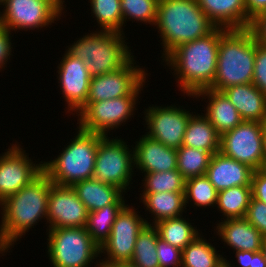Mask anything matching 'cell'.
I'll return each mask as SVG.
<instances>
[{"label":"cell","mask_w":266,"mask_h":267,"mask_svg":"<svg viewBox=\"0 0 266 267\" xmlns=\"http://www.w3.org/2000/svg\"><path fill=\"white\" fill-rule=\"evenodd\" d=\"M53 182L42 171L20 191L0 203V254L9 252L30 228L47 218L48 198ZM38 221V222H37ZM18 239V240H17Z\"/></svg>","instance_id":"1"},{"label":"cell","mask_w":266,"mask_h":267,"mask_svg":"<svg viewBox=\"0 0 266 267\" xmlns=\"http://www.w3.org/2000/svg\"><path fill=\"white\" fill-rule=\"evenodd\" d=\"M219 43L220 27H216L202 38L179 45L163 59L174 70L178 86L187 96L210 89L217 69Z\"/></svg>","instance_id":"2"},{"label":"cell","mask_w":266,"mask_h":267,"mask_svg":"<svg viewBox=\"0 0 266 267\" xmlns=\"http://www.w3.org/2000/svg\"><path fill=\"white\" fill-rule=\"evenodd\" d=\"M154 26L161 34L163 58L179 45L202 38L216 28L197 0H159Z\"/></svg>","instance_id":"3"},{"label":"cell","mask_w":266,"mask_h":267,"mask_svg":"<svg viewBox=\"0 0 266 267\" xmlns=\"http://www.w3.org/2000/svg\"><path fill=\"white\" fill-rule=\"evenodd\" d=\"M256 40L249 28H220L215 78L210 89L223 91L233 85L253 82Z\"/></svg>","instance_id":"4"},{"label":"cell","mask_w":266,"mask_h":267,"mask_svg":"<svg viewBox=\"0 0 266 267\" xmlns=\"http://www.w3.org/2000/svg\"><path fill=\"white\" fill-rule=\"evenodd\" d=\"M78 129L76 137L57 158L42 164L53 184L72 186L93 177L98 143L103 135Z\"/></svg>","instance_id":"5"},{"label":"cell","mask_w":266,"mask_h":267,"mask_svg":"<svg viewBox=\"0 0 266 267\" xmlns=\"http://www.w3.org/2000/svg\"><path fill=\"white\" fill-rule=\"evenodd\" d=\"M123 35L95 31L79 38L67 51L86 63L91 77L100 76L124 67L134 57Z\"/></svg>","instance_id":"6"},{"label":"cell","mask_w":266,"mask_h":267,"mask_svg":"<svg viewBox=\"0 0 266 267\" xmlns=\"http://www.w3.org/2000/svg\"><path fill=\"white\" fill-rule=\"evenodd\" d=\"M48 230L47 253L53 267H89L100 254L85 227Z\"/></svg>","instance_id":"7"},{"label":"cell","mask_w":266,"mask_h":267,"mask_svg":"<svg viewBox=\"0 0 266 267\" xmlns=\"http://www.w3.org/2000/svg\"><path fill=\"white\" fill-rule=\"evenodd\" d=\"M103 136L98 143L94 179L112 184L124 192L128 188L134 170V152L122 139ZM130 149V150H129Z\"/></svg>","instance_id":"8"},{"label":"cell","mask_w":266,"mask_h":267,"mask_svg":"<svg viewBox=\"0 0 266 267\" xmlns=\"http://www.w3.org/2000/svg\"><path fill=\"white\" fill-rule=\"evenodd\" d=\"M142 84L130 96L102 100L98 102H86V105L78 112L77 124L84 131L108 136L109 130L118 128L123 122H126L134 110L136 103L143 88ZM80 116V117H79Z\"/></svg>","instance_id":"9"},{"label":"cell","mask_w":266,"mask_h":267,"mask_svg":"<svg viewBox=\"0 0 266 267\" xmlns=\"http://www.w3.org/2000/svg\"><path fill=\"white\" fill-rule=\"evenodd\" d=\"M127 204L118 214L112 225L111 234L100 247V254H106L105 260L95 264L97 267H111L120 263H130L139 232L150 222L137 214Z\"/></svg>","instance_id":"10"},{"label":"cell","mask_w":266,"mask_h":267,"mask_svg":"<svg viewBox=\"0 0 266 267\" xmlns=\"http://www.w3.org/2000/svg\"><path fill=\"white\" fill-rule=\"evenodd\" d=\"M2 5L0 26L10 31L47 27L59 20L65 9L56 0H6Z\"/></svg>","instance_id":"11"},{"label":"cell","mask_w":266,"mask_h":267,"mask_svg":"<svg viewBox=\"0 0 266 267\" xmlns=\"http://www.w3.org/2000/svg\"><path fill=\"white\" fill-rule=\"evenodd\" d=\"M265 123L242 121L221 135L220 152L226 157L247 164L253 170L263 169L262 130Z\"/></svg>","instance_id":"12"},{"label":"cell","mask_w":266,"mask_h":267,"mask_svg":"<svg viewBox=\"0 0 266 267\" xmlns=\"http://www.w3.org/2000/svg\"><path fill=\"white\" fill-rule=\"evenodd\" d=\"M144 113L149 129L145 135L170 148L178 149L182 146L186 127L193 113L175 105H155L145 109Z\"/></svg>","instance_id":"13"},{"label":"cell","mask_w":266,"mask_h":267,"mask_svg":"<svg viewBox=\"0 0 266 267\" xmlns=\"http://www.w3.org/2000/svg\"><path fill=\"white\" fill-rule=\"evenodd\" d=\"M134 57L122 68L91 78L86 102H98L133 94L145 83L144 68L135 66Z\"/></svg>","instance_id":"14"},{"label":"cell","mask_w":266,"mask_h":267,"mask_svg":"<svg viewBox=\"0 0 266 267\" xmlns=\"http://www.w3.org/2000/svg\"><path fill=\"white\" fill-rule=\"evenodd\" d=\"M0 156V203L28 185L42 171V163L36 164L26 155L21 145L12 144Z\"/></svg>","instance_id":"15"},{"label":"cell","mask_w":266,"mask_h":267,"mask_svg":"<svg viewBox=\"0 0 266 267\" xmlns=\"http://www.w3.org/2000/svg\"><path fill=\"white\" fill-rule=\"evenodd\" d=\"M88 210L71 186L52 184L48 198L49 229L86 227Z\"/></svg>","instance_id":"16"},{"label":"cell","mask_w":266,"mask_h":267,"mask_svg":"<svg viewBox=\"0 0 266 267\" xmlns=\"http://www.w3.org/2000/svg\"><path fill=\"white\" fill-rule=\"evenodd\" d=\"M58 66V80L63 98L68 104L67 112H78L86 105L91 75L86 63L67 50Z\"/></svg>","instance_id":"17"},{"label":"cell","mask_w":266,"mask_h":267,"mask_svg":"<svg viewBox=\"0 0 266 267\" xmlns=\"http://www.w3.org/2000/svg\"><path fill=\"white\" fill-rule=\"evenodd\" d=\"M133 149L134 166L142 173L177 169V149L165 146L147 135L136 141Z\"/></svg>","instance_id":"18"},{"label":"cell","mask_w":266,"mask_h":267,"mask_svg":"<svg viewBox=\"0 0 266 267\" xmlns=\"http://www.w3.org/2000/svg\"><path fill=\"white\" fill-rule=\"evenodd\" d=\"M253 172L247 164L226 157L219 151L212 155L205 175L219 192L236 186H251Z\"/></svg>","instance_id":"19"},{"label":"cell","mask_w":266,"mask_h":267,"mask_svg":"<svg viewBox=\"0 0 266 267\" xmlns=\"http://www.w3.org/2000/svg\"><path fill=\"white\" fill-rule=\"evenodd\" d=\"M217 225L216 234L234 251L261 250L265 238L245 218L224 219Z\"/></svg>","instance_id":"20"},{"label":"cell","mask_w":266,"mask_h":267,"mask_svg":"<svg viewBox=\"0 0 266 267\" xmlns=\"http://www.w3.org/2000/svg\"><path fill=\"white\" fill-rule=\"evenodd\" d=\"M243 121L266 123V95L253 83L233 85L223 90Z\"/></svg>","instance_id":"21"},{"label":"cell","mask_w":266,"mask_h":267,"mask_svg":"<svg viewBox=\"0 0 266 267\" xmlns=\"http://www.w3.org/2000/svg\"><path fill=\"white\" fill-rule=\"evenodd\" d=\"M209 20L224 29H246L245 0H197Z\"/></svg>","instance_id":"22"},{"label":"cell","mask_w":266,"mask_h":267,"mask_svg":"<svg viewBox=\"0 0 266 267\" xmlns=\"http://www.w3.org/2000/svg\"><path fill=\"white\" fill-rule=\"evenodd\" d=\"M71 187L88 212L108 205H127L126 199L122 196L124 192L122 189L112 184L99 182L94 178L76 182Z\"/></svg>","instance_id":"23"},{"label":"cell","mask_w":266,"mask_h":267,"mask_svg":"<svg viewBox=\"0 0 266 267\" xmlns=\"http://www.w3.org/2000/svg\"><path fill=\"white\" fill-rule=\"evenodd\" d=\"M200 96H203V99H206L204 97L207 96L209 103L204 116L220 135L237 127L243 121L235 106L223 91L205 89L196 93L193 98H200Z\"/></svg>","instance_id":"24"},{"label":"cell","mask_w":266,"mask_h":267,"mask_svg":"<svg viewBox=\"0 0 266 267\" xmlns=\"http://www.w3.org/2000/svg\"><path fill=\"white\" fill-rule=\"evenodd\" d=\"M221 135L204 115L193 114L187 124L182 146L210 152L220 151Z\"/></svg>","instance_id":"25"},{"label":"cell","mask_w":266,"mask_h":267,"mask_svg":"<svg viewBox=\"0 0 266 267\" xmlns=\"http://www.w3.org/2000/svg\"><path fill=\"white\" fill-rule=\"evenodd\" d=\"M141 200L152 213L156 224L160 220L182 216L185 205V192L142 193Z\"/></svg>","instance_id":"26"},{"label":"cell","mask_w":266,"mask_h":267,"mask_svg":"<svg viewBox=\"0 0 266 267\" xmlns=\"http://www.w3.org/2000/svg\"><path fill=\"white\" fill-rule=\"evenodd\" d=\"M183 216L163 219L154 224L157 228L159 238L172 246L183 250L191 243L200 232L193 227Z\"/></svg>","instance_id":"27"},{"label":"cell","mask_w":266,"mask_h":267,"mask_svg":"<svg viewBox=\"0 0 266 267\" xmlns=\"http://www.w3.org/2000/svg\"><path fill=\"white\" fill-rule=\"evenodd\" d=\"M216 251L213 244L198 235L182 250L181 267H223L224 257Z\"/></svg>","instance_id":"28"},{"label":"cell","mask_w":266,"mask_h":267,"mask_svg":"<svg viewBox=\"0 0 266 267\" xmlns=\"http://www.w3.org/2000/svg\"><path fill=\"white\" fill-rule=\"evenodd\" d=\"M251 197V186L231 187L218 192L216 205L225 220L244 218Z\"/></svg>","instance_id":"29"},{"label":"cell","mask_w":266,"mask_h":267,"mask_svg":"<svg viewBox=\"0 0 266 267\" xmlns=\"http://www.w3.org/2000/svg\"><path fill=\"white\" fill-rule=\"evenodd\" d=\"M126 205H108L93 212H88L86 230L92 240L101 247L111 234L112 225Z\"/></svg>","instance_id":"30"},{"label":"cell","mask_w":266,"mask_h":267,"mask_svg":"<svg viewBox=\"0 0 266 267\" xmlns=\"http://www.w3.org/2000/svg\"><path fill=\"white\" fill-rule=\"evenodd\" d=\"M158 238L157 228L146 224L137 236L130 263L137 267H160L156 252Z\"/></svg>","instance_id":"31"},{"label":"cell","mask_w":266,"mask_h":267,"mask_svg":"<svg viewBox=\"0 0 266 267\" xmlns=\"http://www.w3.org/2000/svg\"><path fill=\"white\" fill-rule=\"evenodd\" d=\"M212 154L188 146L177 149V170L185 180L206 174Z\"/></svg>","instance_id":"32"},{"label":"cell","mask_w":266,"mask_h":267,"mask_svg":"<svg viewBox=\"0 0 266 267\" xmlns=\"http://www.w3.org/2000/svg\"><path fill=\"white\" fill-rule=\"evenodd\" d=\"M91 13L102 31L123 33L120 0H90Z\"/></svg>","instance_id":"33"},{"label":"cell","mask_w":266,"mask_h":267,"mask_svg":"<svg viewBox=\"0 0 266 267\" xmlns=\"http://www.w3.org/2000/svg\"><path fill=\"white\" fill-rule=\"evenodd\" d=\"M218 191L211 184L206 175L192 177L185 180V205L193 200L196 207L215 206Z\"/></svg>","instance_id":"34"},{"label":"cell","mask_w":266,"mask_h":267,"mask_svg":"<svg viewBox=\"0 0 266 267\" xmlns=\"http://www.w3.org/2000/svg\"><path fill=\"white\" fill-rule=\"evenodd\" d=\"M144 176L143 193L185 192V179L177 169L144 173Z\"/></svg>","instance_id":"35"},{"label":"cell","mask_w":266,"mask_h":267,"mask_svg":"<svg viewBox=\"0 0 266 267\" xmlns=\"http://www.w3.org/2000/svg\"><path fill=\"white\" fill-rule=\"evenodd\" d=\"M159 0H120L123 24L128 19L154 25Z\"/></svg>","instance_id":"36"},{"label":"cell","mask_w":266,"mask_h":267,"mask_svg":"<svg viewBox=\"0 0 266 267\" xmlns=\"http://www.w3.org/2000/svg\"><path fill=\"white\" fill-rule=\"evenodd\" d=\"M157 258L160 267H181L182 250L168 244L161 238L157 239Z\"/></svg>","instance_id":"37"},{"label":"cell","mask_w":266,"mask_h":267,"mask_svg":"<svg viewBox=\"0 0 266 267\" xmlns=\"http://www.w3.org/2000/svg\"><path fill=\"white\" fill-rule=\"evenodd\" d=\"M244 218L266 238V204L251 197Z\"/></svg>","instance_id":"38"},{"label":"cell","mask_w":266,"mask_h":267,"mask_svg":"<svg viewBox=\"0 0 266 267\" xmlns=\"http://www.w3.org/2000/svg\"><path fill=\"white\" fill-rule=\"evenodd\" d=\"M253 85L266 95V46L256 41Z\"/></svg>","instance_id":"39"},{"label":"cell","mask_w":266,"mask_h":267,"mask_svg":"<svg viewBox=\"0 0 266 267\" xmlns=\"http://www.w3.org/2000/svg\"><path fill=\"white\" fill-rule=\"evenodd\" d=\"M252 198L266 204V171L254 170L251 179Z\"/></svg>","instance_id":"40"},{"label":"cell","mask_w":266,"mask_h":267,"mask_svg":"<svg viewBox=\"0 0 266 267\" xmlns=\"http://www.w3.org/2000/svg\"><path fill=\"white\" fill-rule=\"evenodd\" d=\"M11 31L8 28L0 26V68H4V65L10 59L12 55V43H11ZM9 57V58H8ZM0 69V70H1Z\"/></svg>","instance_id":"41"},{"label":"cell","mask_w":266,"mask_h":267,"mask_svg":"<svg viewBox=\"0 0 266 267\" xmlns=\"http://www.w3.org/2000/svg\"><path fill=\"white\" fill-rule=\"evenodd\" d=\"M249 29L255 40L266 46V11L252 19Z\"/></svg>","instance_id":"42"},{"label":"cell","mask_w":266,"mask_h":267,"mask_svg":"<svg viewBox=\"0 0 266 267\" xmlns=\"http://www.w3.org/2000/svg\"><path fill=\"white\" fill-rule=\"evenodd\" d=\"M245 6L247 11V28H249L252 19L266 11V0H245Z\"/></svg>","instance_id":"43"},{"label":"cell","mask_w":266,"mask_h":267,"mask_svg":"<svg viewBox=\"0 0 266 267\" xmlns=\"http://www.w3.org/2000/svg\"><path fill=\"white\" fill-rule=\"evenodd\" d=\"M255 252L252 251H236L235 256L238 261V265L241 267H249L251 262V257L253 256ZM224 266L225 267H232L231 263L224 258Z\"/></svg>","instance_id":"44"},{"label":"cell","mask_w":266,"mask_h":267,"mask_svg":"<svg viewBox=\"0 0 266 267\" xmlns=\"http://www.w3.org/2000/svg\"><path fill=\"white\" fill-rule=\"evenodd\" d=\"M249 267H266V260L264 259L261 251L253 254Z\"/></svg>","instance_id":"45"},{"label":"cell","mask_w":266,"mask_h":267,"mask_svg":"<svg viewBox=\"0 0 266 267\" xmlns=\"http://www.w3.org/2000/svg\"><path fill=\"white\" fill-rule=\"evenodd\" d=\"M262 140H263V169L266 167V123L262 130Z\"/></svg>","instance_id":"46"},{"label":"cell","mask_w":266,"mask_h":267,"mask_svg":"<svg viewBox=\"0 0 266 267\" xmlns=\"http://www.w3.org/2000/svg\"><path fill=\"white\" fill-rule=\"evenodd\" d=\"M260 251L262 252L264 259L266 260V238L263 241V245Z\"/></svg>","instance_id":"47"},{"label":"cell","mask_w":266,"mask_h":267,"mask_svg":"<svg viewBox=\"0 0 266 267\" xmlns=\"http://www.w3.org/2000/svg\"><path fill=\"white\" fill-rule=\"evenodd\" d=\"M111 267H137V266H134L131 263H120Z\"/></svg>","instance_id":"48"},{"label":"cell","mask_w":266,"mask_h":267,"mask_svg":"<svg viewBox=\"0 0 266 267\" xmlns=\"http://www.w3.org/2000/svg\"><path fill=\"white\" fill-rule=\"evenodd\" d=\"M56 1H58L63 7H64V3L63 2H65L64 0H56Z\"/></svg>","instance_id":"49"},{"label":"cell","mask_w":266,"mask_h":267,"mask_svg":"<svg viewBox=\"0 0 266 267\" xmlns=\"http://www.w3.org/2000/svg\"><path fill=\"white\" fill-rule=\"evenodd\" d=\"M6 0H0V5L2 6V4L5 2Z\"/></svg>","instance_id":"50"}]
</instances>
